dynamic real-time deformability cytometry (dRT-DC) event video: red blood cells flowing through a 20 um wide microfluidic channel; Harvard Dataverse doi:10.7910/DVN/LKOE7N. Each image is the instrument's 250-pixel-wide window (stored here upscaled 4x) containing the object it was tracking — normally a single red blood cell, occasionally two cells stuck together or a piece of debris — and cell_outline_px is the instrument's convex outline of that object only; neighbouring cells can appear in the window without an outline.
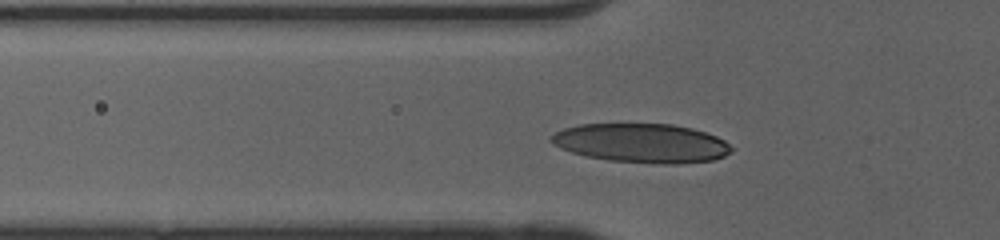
{"species": "human", "species_latin": "Homo sapiens", "temperature_condition": "cold", "stored_images_in_passage": 36, "camera_frame_rate_fps": 3000, "um_per_image_px": 0.085, "donor": {"sex": "female"}, "frame": {"image": 1, "passage_image": 10, "time_ms": 3.0, "image_size_px": [1000, 240], "cell_outline_px": [[732, 152], [724, 156], [712, 160], [676, 164], [660, 164], [608, 160], [588, 156], [572, 152], [560, 148], [552, 144], [548, 140], [548, 136], [564, 128], [580, 124], [672, 124], [692, 128], [716, 136], [724, 140], [732, 148]], "centroid_in_image_um": [54.51, 12.16], "position_along_channel_um": 71.3, "area_um2": 41.1}}
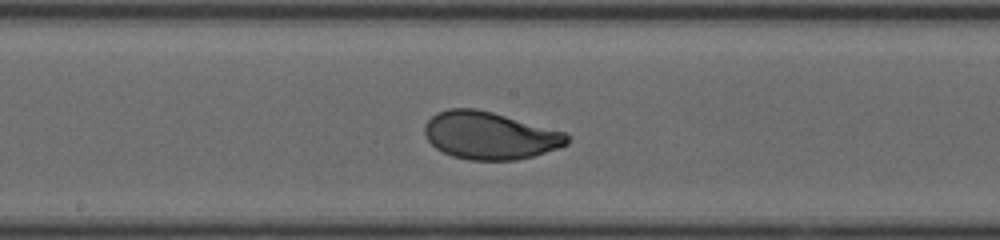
{"frame": {"image": 2, "passage_image": 20, "time_ms": 6.333, "image_size_px": [1000, 240], "cell_outline_px": [[572, 136], [568, 144], [560, 148], [532, 156], [516, 160], [468, 160], [452, 156], [436, 148], [428, 140], [424, 132], [424, 124], [436, 112], [448, 108], [476, 108], [492, 112], [568, 132]], "centroid_in_image_um": [41.67, 11.51], "position_along_channel_um": 206.5, "area_um2": 39.88}}
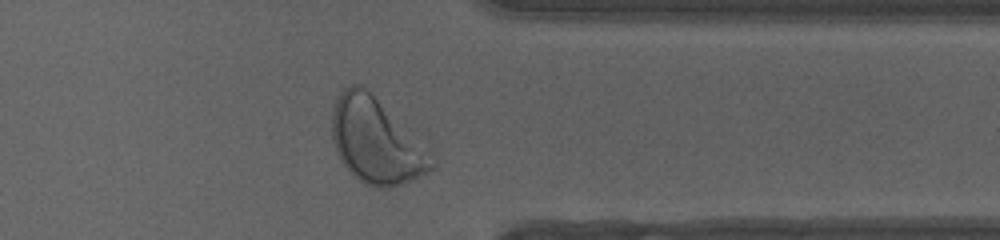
{"frame": {"image": 3, "passage_image": 33, "time_ms": 10.667, "image_size_px": [1000, 240], "cell_outline_px": [[436, 168], [412, 180], [388, 188], [376, 188], [364, 184], [352, 176], [340, 160], [336, 152], [332, 140], [332, 108], [336, 96], [344, 88], [352, 84], [360, 84], [432, 152], [436, 164]], "centroid_in_image_um": [31.95, 12.03], "position_along_channel_um": 379.5, "area_um2": 49.36}, "authors_computed_cell_mechanics": {"area_um2": 39.5063, "velocity_mm_per_s": 4.0675, "shape_relaxation_time_tau1_ms": 2.1518, "shape_relaxation_time_tau2_ms": null, "deformation_change_tau1": 0.1616, "deformation_change_tau2": null}}